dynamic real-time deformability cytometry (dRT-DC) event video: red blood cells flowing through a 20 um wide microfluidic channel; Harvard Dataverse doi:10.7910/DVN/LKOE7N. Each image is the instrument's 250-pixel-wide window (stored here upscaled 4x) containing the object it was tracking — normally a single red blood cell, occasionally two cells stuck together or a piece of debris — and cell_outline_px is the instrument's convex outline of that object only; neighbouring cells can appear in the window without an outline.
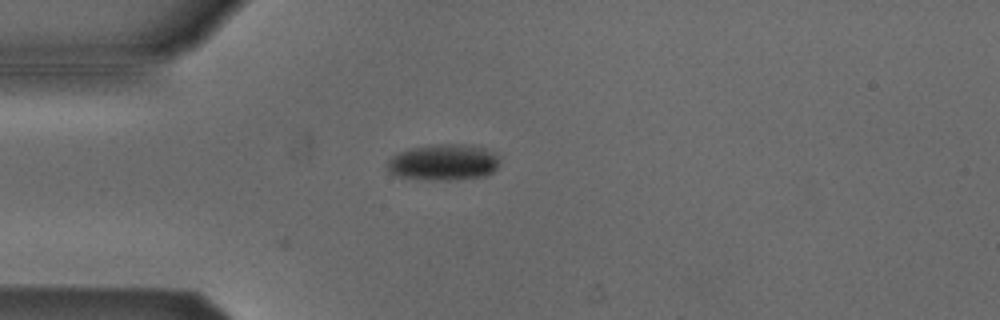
{"species": "Egyptian fruit bat (a non-hibernating species)", "species_latin": "Rousettus aegyptiacus", "temperature_condition": "cold", "stored_images_in_passage": 6, "camera_frame_rate_fps": 3000, "um_per_image_px": 0.085, "animal": {"sex": "male"}, "frame": {"image": 1, "passage_image": 1, "time_ms": 0.0, "image_size_px": [1000, 320], "cell_outline_px": [[500, 164], [488, 176], [456, 180], [420, 180], [396, 176], [388, 172], [388, 160], [392, 156], [400, 152], [412, 148], [436, 144], [472, 144], [496, 152], [500, 156]], "centroid_in_image_um": [37.76, 13.81], "position_along_channel_um": 47.2, "area_um2": 24.28}}
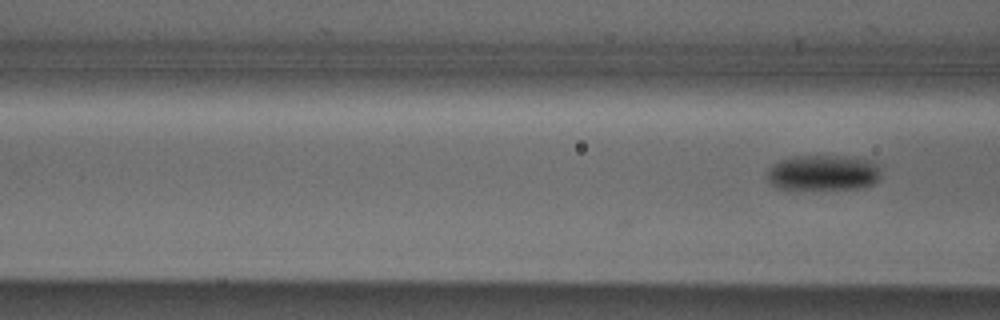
{"frame": {"image": 2, "passage_image": 6, "time_ms": 1.667, "image_size_px": [1000, 320], "cell_outline_px": [[880, 176], [872, 184], [860, 188], [780, 188], [772, 184], [768, 180], [768, 168], [772, 164], [780, 160], [792, 156], [856, 156], [868, 160], [876, 164], [880, 168]], "centroid_in_image_um": [69.98, 14.65], "position_along_channel_um": 96.6, "area_um2": 23.35}}